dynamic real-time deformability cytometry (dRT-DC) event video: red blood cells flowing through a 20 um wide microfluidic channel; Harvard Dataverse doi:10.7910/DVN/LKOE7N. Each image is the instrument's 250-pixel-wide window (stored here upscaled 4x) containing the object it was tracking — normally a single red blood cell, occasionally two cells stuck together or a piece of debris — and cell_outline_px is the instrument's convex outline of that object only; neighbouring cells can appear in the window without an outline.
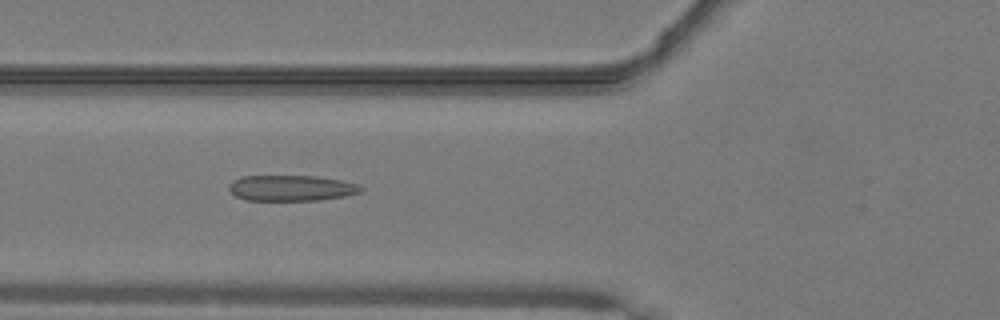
{"species": "common noctule bat (a hibernating species)", "species_latin": "Nyctalus noctula", "temperature_condition": "warm", "stored_images_in_passage": 48, "camera_frame_rate_fps": 3000, "um_per_image_px": 0.085, "animal": {"sex": "male", "body_mass_g": 19.2, "forearm_length_mm": 51.8}, "frame": {"image": 1, "passage_image": 19, "time_ms": 6.0, "image_size_px": [1000, 320], "cell_outline_px": [[364, 188], [360, 192], [344, 196], [320, 200], [244, 200], [236, 196], [228, 188], [228, 184], [244, 176], [312, 176], [340, 180], [356, 184]], "centroid_in_image_um": [24.75, 15.99], "position_along_channel_um": 101.1, "area_um2": 19.54}}
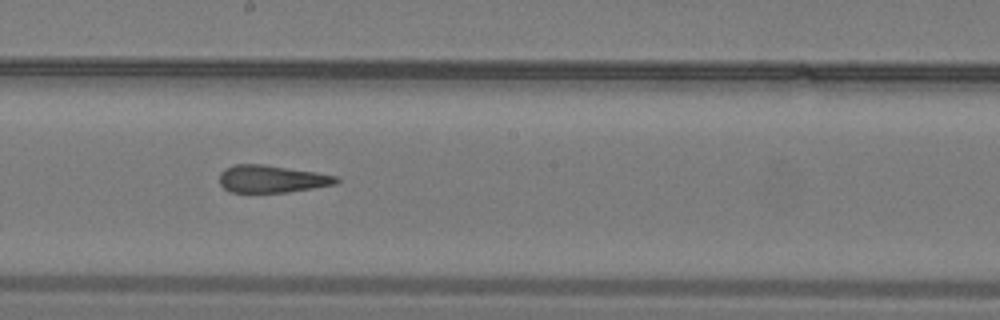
{"frame": {"image": 2, "passage_image": 28, "time_ms": 9.0, "image_size_px": [1000, 320], "cell_outline_px": [[340, 180], [336, 184], [288, 192], [228, 192], [220, 184], [220, 172], [224, 168], [232, 164], [264, 164], [316, 172], [336, 176]], "centroid_in_image_um": [23.07, 15.2], "position_along_channel_um": 225.1, "area_um2": 18.73}}
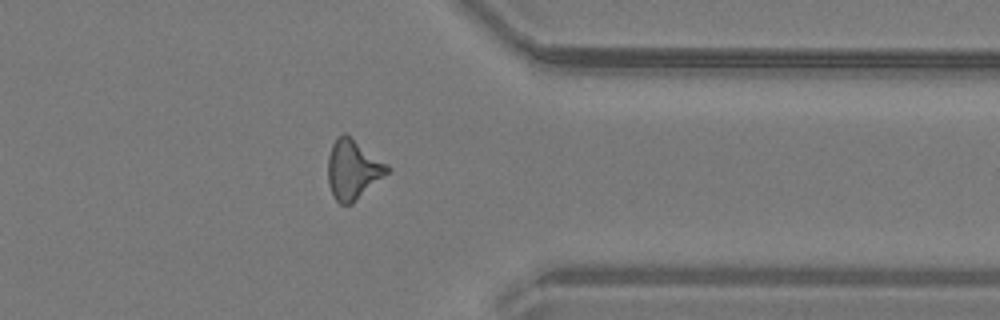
{"frame": {"image": 3, "passage_image": 40, "time_ms": 13.0, "image_size_px": [1000, 320], "cell_outline_px": [[392, 168], [388, 172], [352, 204], [340, 204], [336, 200], [328, 184], [328, 156], [332, 144], [336, 136], [344, 132], [388, 164]], "centroid_in_image_um": [29.99, 14.39], "position_along_channel_um": 381.4, "area_um2": 20.46}, "authors_computed_cell_mechanics": {"area_um2": 19.941, "velocity_mm_per_s": 4.1182, "shape_relaxation_time_tau1_ms": null, "shape_relaxation_time_tau2_ms": 1.5974, "deformation_change_tau1": null, "deformation_change_tau2": 0.1154}}